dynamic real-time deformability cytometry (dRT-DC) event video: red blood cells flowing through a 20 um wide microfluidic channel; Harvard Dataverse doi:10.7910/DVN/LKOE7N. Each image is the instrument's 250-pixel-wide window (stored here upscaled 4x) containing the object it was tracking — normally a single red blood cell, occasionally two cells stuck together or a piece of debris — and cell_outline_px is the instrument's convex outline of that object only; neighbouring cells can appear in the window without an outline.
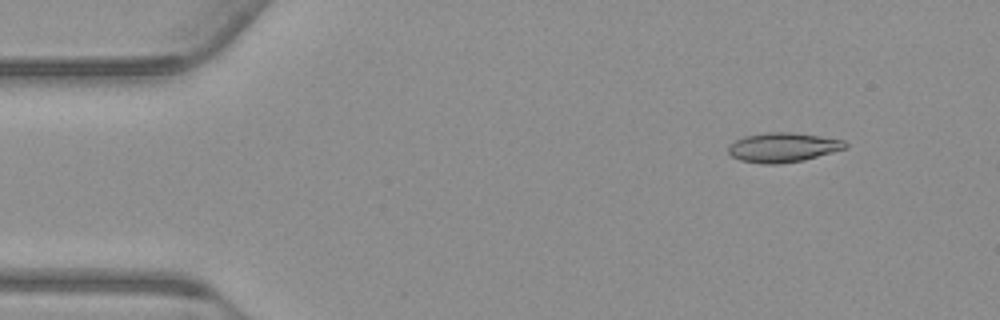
{"species": "common noctule bat (a hibernating species)", "species_latin": "Nyctalus noctula", "temperature_condition": "warm", "stored_images_in_passage": 12, "camera_frame_rate_fps": 3000, "um_per_image_px": 0.085, "animal": {"sex": "male", "body_mass_g": 23.1, "forearm_length_mm": 52.7}, "frame": {"image": 1, "passage_image": 6, "time_ms": 1.667, "image_size_px": [1000, 320], "cell_outline_px": [[848, 144], [844, 148], [804, 160], [776, 164], [764, 164], [740, 160], [732, 156], [728, 152], [728, 148], [736, 140], [744, 136], [764, 132], [792, 132], [820, 136], [844, 140]], "centroid_in_image_um": [66.53, 12.52], "position_along_channel_um": 18.5, "area_um2": 19.88}}